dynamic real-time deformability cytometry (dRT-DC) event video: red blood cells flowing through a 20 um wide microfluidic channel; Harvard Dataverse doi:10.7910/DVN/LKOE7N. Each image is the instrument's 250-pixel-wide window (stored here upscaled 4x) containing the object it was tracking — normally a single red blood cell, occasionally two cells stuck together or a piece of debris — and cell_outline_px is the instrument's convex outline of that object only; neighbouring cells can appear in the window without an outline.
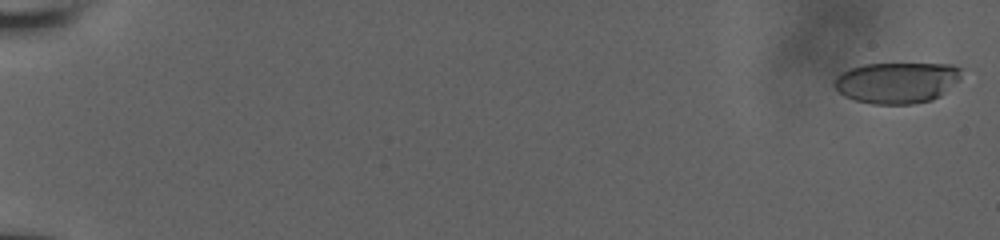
{"species": "human", "species_latin": "Homo sapiens", "temperature_condition": "room temperature", "stored_images_in_passage": 4, "camera_frame_rate_fps": 3000, "um_per_image_px": 0.085, "donor": {"sex": "male"}, "frame": {"image": 1, "passage_image": 3, "time_ms": 0.333, "image_size_px": [1000, 240], "cell_outline_px": [[960, 80], [940, 96], [932, 100], [912, 104], [872, 104], [856, 100], [844, 96], [832, 84], [836, 76], [840, 72], [848, 68], [864, 64], [952, 64], [960, 68]], "centroid_in_image_um": [76.21, 7.02], "position_along_channel_um": 8.8, "area_um2": 30.63}}